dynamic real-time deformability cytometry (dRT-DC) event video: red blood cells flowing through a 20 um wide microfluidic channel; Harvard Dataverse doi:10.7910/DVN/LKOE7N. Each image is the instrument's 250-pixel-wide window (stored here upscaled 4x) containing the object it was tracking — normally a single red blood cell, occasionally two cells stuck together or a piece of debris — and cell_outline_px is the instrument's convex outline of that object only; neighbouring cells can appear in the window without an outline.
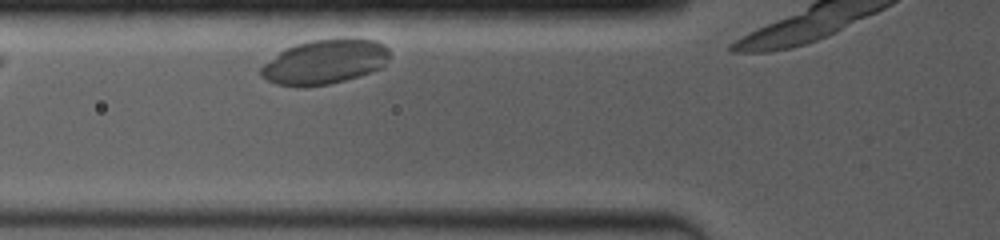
{"species": "common noctule bat (a hibernating species)", "species_latin": "Nyctalus noctula", "temperature_condition": "room temperature", "stored_images_in_passage": 2, "camera_frame_rate_fps": 4000, "um_per_image_px": 0.085, "animal": {"sex": "female", "body_mass_g": 19.0, "forearm_length_mm": 53.3}, "frame": {"image": 1, "passage_image": 2, "time_ms": 1.0, "image_size_px": [1000, 240], "cell_outline_px": [[388, 56], [384, 68], [344, 80], [328, 84], [276, 84], [260, 76], [260, 68], [264, 64], [284, 48], [296, 44], [312, 40], [340, 36], [344, 36], [376, 40], [384, 44], [388, 48]], "centroid_in_image_um": [27.66, 5.19], "position_along_channel_um": 98.1, "area_um2": 33.35}}